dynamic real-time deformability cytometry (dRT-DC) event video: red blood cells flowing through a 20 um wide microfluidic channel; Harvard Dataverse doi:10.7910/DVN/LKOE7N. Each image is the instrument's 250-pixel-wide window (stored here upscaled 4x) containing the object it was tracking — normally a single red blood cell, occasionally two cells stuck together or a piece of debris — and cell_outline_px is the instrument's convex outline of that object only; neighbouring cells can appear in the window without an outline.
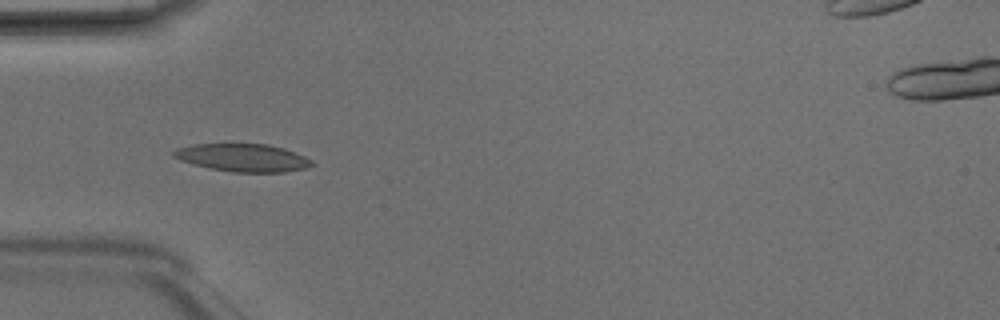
{"species": "Egyptian fruit bat (a non-hibernating species)", "species_latin": "Rousettus aegyptiacus", "temperature_condition": "room temperature", "stored_images_in_passage": 5, "camera_frame_rate_fps": 3000, "um_per_image_px": 0.085, "animal": {"sex": "male"}, "frame": {"image": 1, "passage_image": 4, "time_ms": 1.0, "image_size_px": [1000, 320], "cell_outline_px": [[316, 164], [308, 168], [284, 172], [232, 172], [208, 168], [192, 164], [180, 160], [172, 156], [172, 152], [176, 148], [192, 144], [268, 144], [284, 148], [304, 156], [312, 160]], "centroid_in_image_um": [20.64, 13.41], "position_along_channel_um": 64.4, "area_um2": 22.6}}